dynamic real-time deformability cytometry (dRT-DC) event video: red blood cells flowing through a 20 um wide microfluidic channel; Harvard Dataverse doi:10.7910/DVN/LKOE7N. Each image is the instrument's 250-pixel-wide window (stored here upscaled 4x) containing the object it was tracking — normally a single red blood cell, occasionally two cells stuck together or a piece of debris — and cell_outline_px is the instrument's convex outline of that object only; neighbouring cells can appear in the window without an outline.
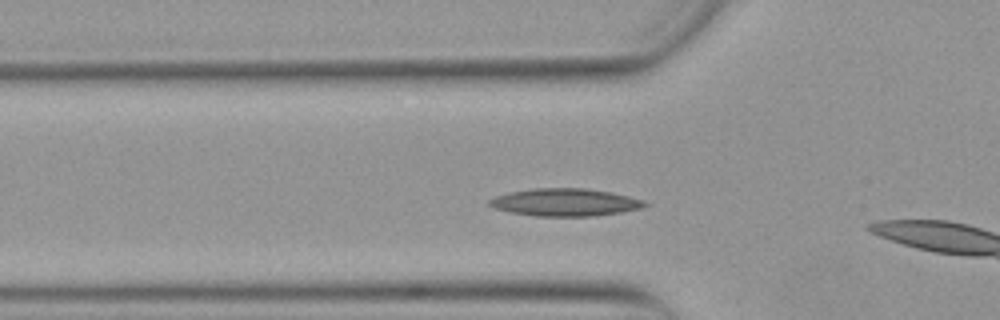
{"species": "Egyptian fruit bat (a non-hibernating species)", "species_latin": "Rousettus aegyptiacus", "temperature_condition": "warm", "stored_images_in_passage": 4, "camera_frame_rate_fps": 3000, "um_per_image_px": 0.085, "animal": {"sex": "female"}, "frame": {"image": 1, "passage_image": 4, "time_ms": 1.0, "image_size_px": [1000, 320], "cell_outline_px": [[648, 204], [640, 208], [620, 212], [592, 216], [536, 216], [508, 212], [496, 208], [488, 204], [488, 200], [496, 196], [508, 192], [532, 188], [584, 188], [612, 192], [644, 200]], "centroid_in_image_um": [48.0, 17.19], "position_along_channel_um": 77.8, "area_um2": 24.91}}